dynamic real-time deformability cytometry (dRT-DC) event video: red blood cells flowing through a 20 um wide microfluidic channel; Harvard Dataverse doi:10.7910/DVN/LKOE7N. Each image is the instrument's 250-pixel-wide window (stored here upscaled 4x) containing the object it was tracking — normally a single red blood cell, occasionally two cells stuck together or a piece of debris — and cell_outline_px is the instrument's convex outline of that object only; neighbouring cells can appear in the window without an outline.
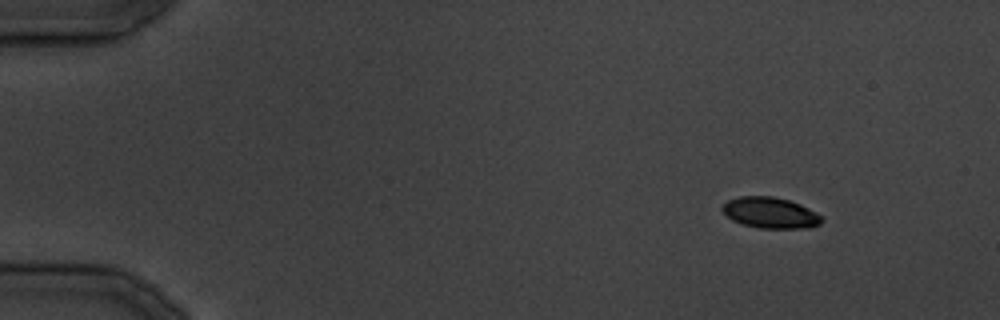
{"species": "common noctule bat (a hibernating species)", "species_latin": "Nyctalus noctula", "temperature_condition": "cold", "stored_images_in_passage": 32, "camera_frame_rate_fps": 3000, "um_per_image_px": 0.085, "animal": {"sex": "male", "body_mass_g": 19.5, "forearm_length_mm": 54.6}, "frame": {"image": 1, "passage_image": 1, "time_ms": 0.0, "image_size_px": [1000, 320], "cell_outline_px": [[824, 220], [820, 224], [812, 228], [756, 228], [732, 220], [720, 208], [728, 200], [740, 196], [772, 196], [788, 200], [800, 204], [824, 216]], "centroid_in_image_um": [65.52, 18.09], "position_along_channel_um": 19.5, "area_um2": 18.03}}
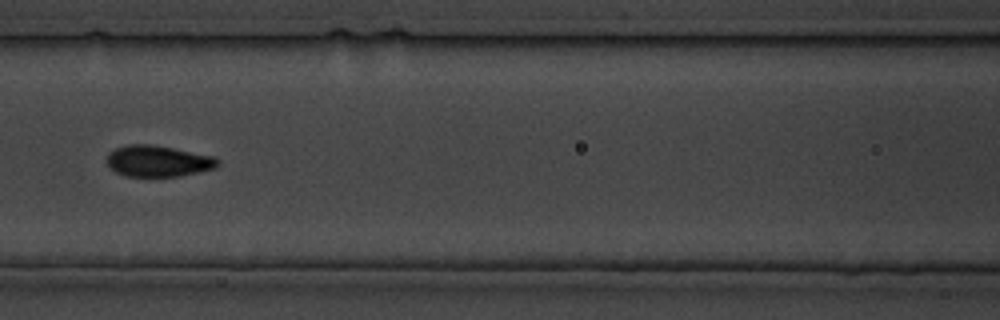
{"frame": {"image": 2, "passage_image": 13, "time_ms": 15.0, "image_size_px": [1000, 320], "cell_outline_px": [[220, 164], [216, 168], [176, 176], [124, 176], [108, 168], [108, 152], [116, 148], [128, 144], [152, 144], [216, 156], [220, 160]], "centroid_in_image_um": [13.45, 13.68], "position_along_channel_um": 153.2, "area_um2": 20.29}}
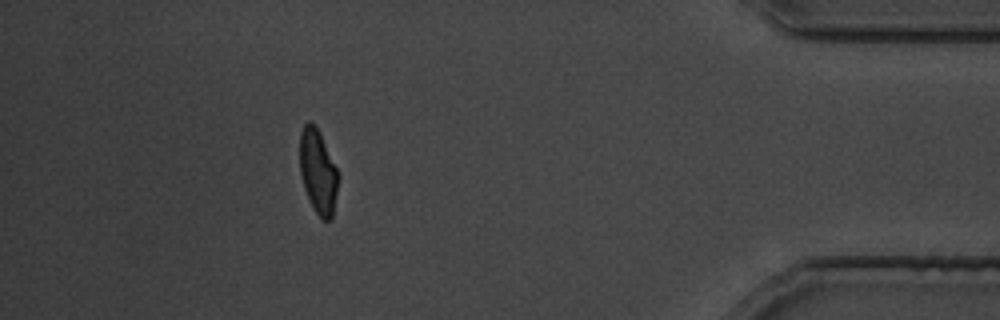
{"frame": {"image": 3, "passage_image": 29, "time_ms": 34.0, "image_size_px": [1000, 320], "cell_outline_px": [[340, 176], [332, 220], [324, 220], [312, 208], [304, 188], [300, 172], [300, 132], [304, 124], [308, 120], [316, 124], [320, 132]], "centroid_in_image_um": [27.04, 14.58], "position_along_channel_um": 408.2, "area_um2": 19.13}}